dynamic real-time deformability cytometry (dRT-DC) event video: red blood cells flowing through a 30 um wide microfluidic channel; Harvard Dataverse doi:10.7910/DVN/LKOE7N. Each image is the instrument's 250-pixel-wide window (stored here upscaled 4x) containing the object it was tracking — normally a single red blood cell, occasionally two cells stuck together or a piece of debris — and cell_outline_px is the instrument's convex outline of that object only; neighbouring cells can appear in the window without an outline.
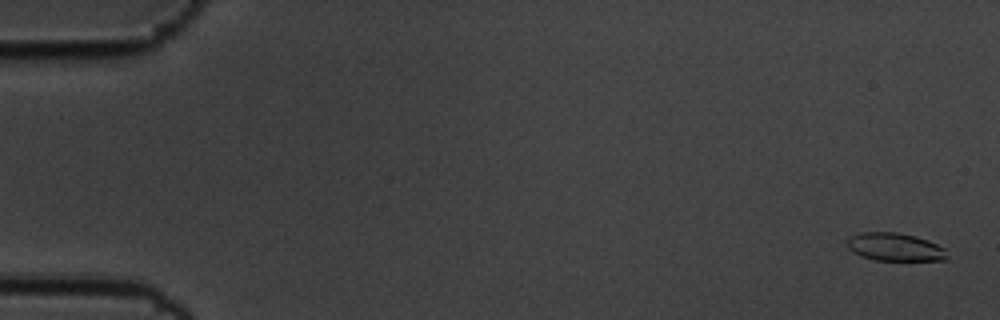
{"species": "common noctule bat (a hibernating species)", "species_latin": "Nyctalus noctula", "temperature_condition": "cold", "stored_images_in_passage": 59, "camera_frame_rate_fps": 3000, "um_per_image_px": 0.085, "animal": {"sex": "male", "body_mass_g": 19.5, "forearm_length_mm": 54.6}, "frame": {"image": 1, "passage_image": 2, "time_ms": 0.333, "image_size_px": [1000, 320], "cell_outline_px": [[948, 260], [876, 260], [860, 256], [852, 252], [848, 248], [844, 240], [860, 232], [896, 232], [916, 236], [928, 240], [944, 248], [948, 256]], "centroid_in_image_um": [76.04, 20.99], "position_along_channel_um": 9.0, "area_um2": 16.47}}
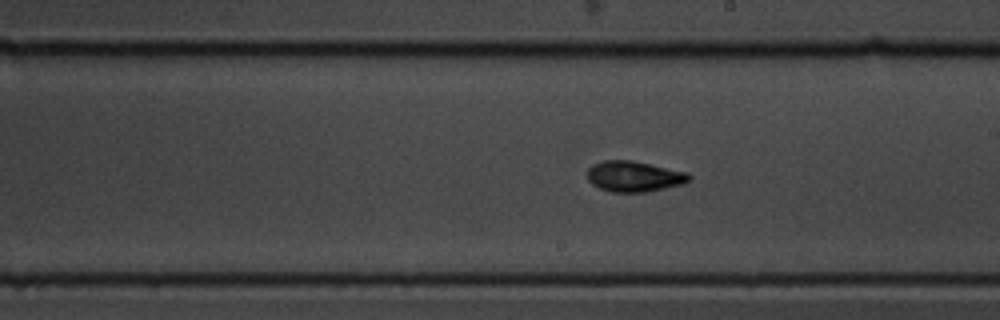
{"frame": {"image": 2, "passage_image": 34, "time_ms": 11.0, "image_size_px": [1000, 320], "cell_outline_px": [[692, 176], [684, 184], [648, 192], [612, 192], [600, 188], [592, 184], [588, 180], [588, 168], [592, 164], [604, 160], [632, 160], [688, 172]], "centroid_in_image_um": [53.91, 14.99], "position_along_channel_um": 235.1, "area_um2": 18.32}}
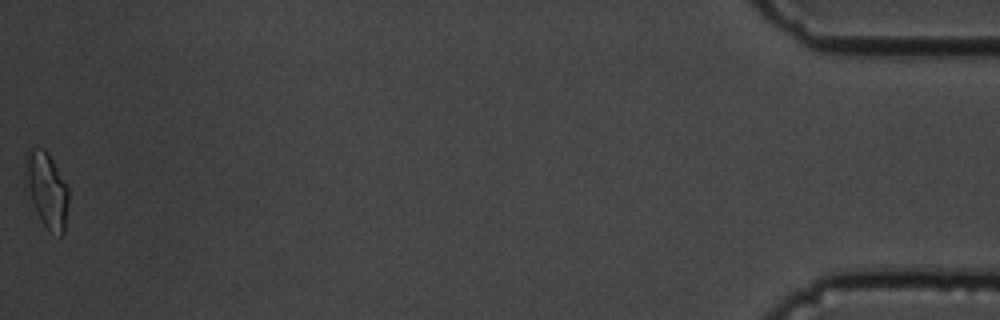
{"frame": {"image": 3, "passage_image": 59, "time_ms": 19.333, "image_size_px": [1000, 320], "cell_outline_px": [[68, 204], [64, 232], [60, 236], [48, 228], [44, 224], [24, 192], [24, 156], [32, 148], [44, 148], [48, 152], [68, 184]], "centroid_in_image_um": [3.93, 16.07], "position_along_channel_um": 431.3, "area_um2": 19.54}, "authors_computed_cell_mechanics": {"area_um2": 17.4556, "velocity_mm_per_s": 3.46, "shape_relaxation_time_tau1_ms": 3.2046, "shape_relaxation_time_tau2_ms": 2.1535, "deformation_change_tau1": 0.1319, "deformation_change_tau2": 0.0867}}